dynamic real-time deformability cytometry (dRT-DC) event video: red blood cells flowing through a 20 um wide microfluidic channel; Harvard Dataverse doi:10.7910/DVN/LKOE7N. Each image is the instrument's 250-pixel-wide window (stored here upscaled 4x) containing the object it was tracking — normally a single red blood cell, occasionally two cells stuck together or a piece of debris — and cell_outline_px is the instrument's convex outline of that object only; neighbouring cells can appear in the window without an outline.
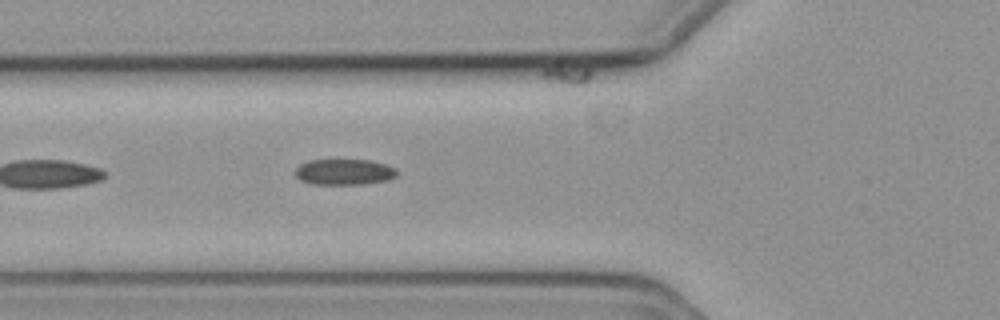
{"species": "common noctule bat (a hibernating species)", "species_latin": "Nyctalus noctula", "temperature_condition": "cold", "stored_images_in_passage": 20, "camera_frame_rate_fps": 3000, "um_per_image_px": 0.085, "animal": {"sex": "female", "body_mass_g": 19.3, "forearm_length_mm": 54.1}, "frame": {"image": 1, "passage_image": 6, "time_ms": 1.667, "image_size_px": [1000, 320], "cell_outline_px": [[396, 176], [388, 180], [364, 184], [308, 184], [300, 180], [296, 176], [296, 168], [300, 164], [308, 160], [372, 160], [388, 164], [396, 168]], "centroid_in_image_um": [29.27, 14.61], "position_along_channel_um": 96.5, "area_um2": 15.49}}